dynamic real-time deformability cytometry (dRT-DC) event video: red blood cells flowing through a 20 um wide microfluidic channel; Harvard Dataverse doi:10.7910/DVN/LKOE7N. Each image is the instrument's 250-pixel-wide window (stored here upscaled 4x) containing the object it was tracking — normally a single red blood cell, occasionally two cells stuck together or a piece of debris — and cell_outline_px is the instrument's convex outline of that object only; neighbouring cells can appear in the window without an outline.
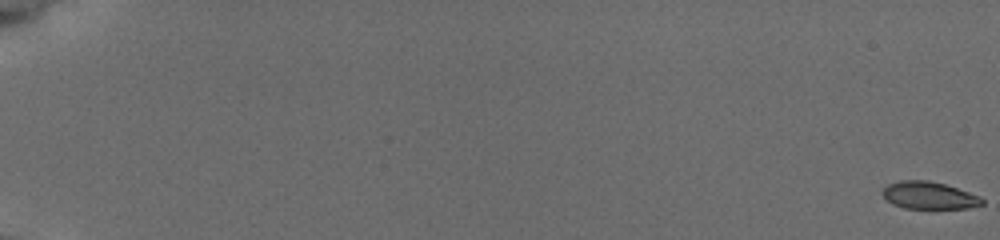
{"species": "common noctule bat (a hibernating species)", "species_latin": "Nyctalus noctula", "temperature_condition": "cold", "stored_images_in_passage": 49, "camera_frame_rate_fps": 3000, "um_per_image_px": 0.085, "animal": {"sex": "female", "body_mass_g": 19.5, "forearm_length_mm": 54.1}, "frame": {"image": 1, "passage_image": 1, "time_ms": 0.0, "image_size_px": [1000, 240], "cell_outline_px": [[984, 204], [968, 208], [904, 208], [892, 204], [880, 192], [888, 184], [900, 180], [928, 180], [944, 184], [980, 196], [984, 200]], "centroid_in_image_um": [78.96, 16.61], "position_along_channel_um": 6.0, "area_um2": 15.78}}
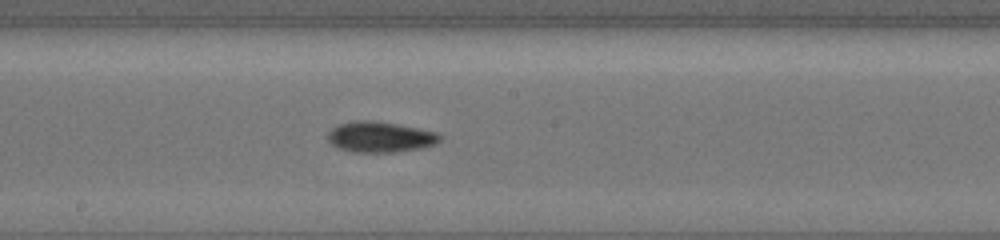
{"frame": {"image": 2, "passage_image": 28, "time_ms": 9.0, "image_size_px": [1000, 240], "cell_outline_px": [[444, 136], [436, 144], [420, 148], [396, 152], [352, 152], [340, 148], [332, 144], [328, 140], [328, 132], [332, 128], [340, 124], [356, 120], [372, 120], [396, 124], [436, 132]], "centroid_in_image_um": [32.32, 11.64], "position_along_channel_um": 215.9, "area_um2": 19.94}}
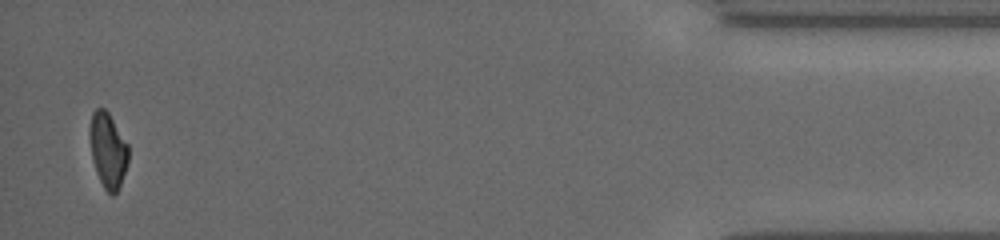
{"frame": {"image": 3, "passage_image": 49, "time_ms": 16.0, "image_size_px": [1000, 240], "cell_outline_px": [[128, 164], [120, 184], [116, 192], [112, 196], [104, 188], [100, 180], [92, 160], [88, 132], [92, 112], [96, 108], [104, 108], [108, 112], [128, 144]], "centroid_in_image_um": [9.16, 12.74], "position_along_channel_um": 426.0, "area_um2": 16.94}, "authors_computed_cell_mechanics": {"area_um2": 18.2648, "velocity_mm_per_s": 3.7912, "shape_relaxation_time_tau1_ms": 3.923, "shape_relaxation_time_tau2_ms": 3.0472, "deformation_change_tau1": 0.128, "deformation_change_tau2": 0.0764}}